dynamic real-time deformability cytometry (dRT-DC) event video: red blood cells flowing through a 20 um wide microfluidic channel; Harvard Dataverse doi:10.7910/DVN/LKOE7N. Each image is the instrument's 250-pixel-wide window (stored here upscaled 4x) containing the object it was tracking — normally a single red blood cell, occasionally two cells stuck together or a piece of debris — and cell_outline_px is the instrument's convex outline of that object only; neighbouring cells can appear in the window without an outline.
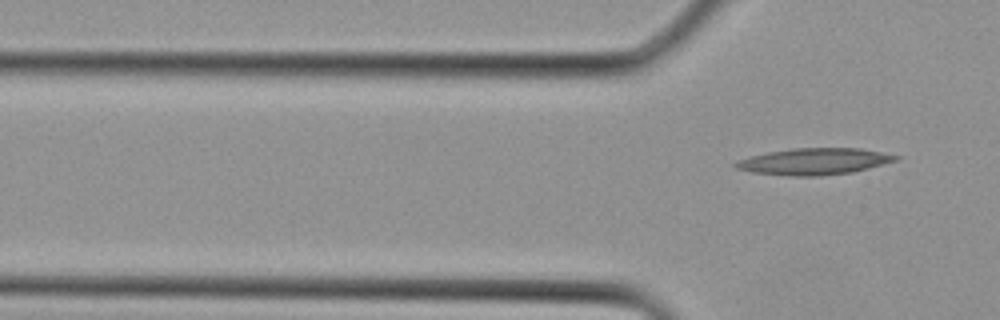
{"species": "Egyptian fruit bat (a non-hibernating species)", "species_latin": "Rousettus aegyptiacus", "temperature_condition": "cold", "stored_images_in_passage": 3, "camera_frame_rate_fps": 3000, "um_per_image_px": 0.085, "animal": {"sex": "female"}, "frame": {"image": 1, "passage_image": 3, "time_ms": 0.667, "image_size_px": [1000, 320], "cell_outline_px": [[900, 156], [896, 160], [868, 168], [852, 172], [816, 176], [788, 176], [752, 172], [736, 168], [732, 164], [736, 160], [768, 152], [792, 148], [860, 148]], "centroid_in_image_um": [69.15, 13.72], "position_along_channel_um": 56.6, "area_um2": 24.57}}